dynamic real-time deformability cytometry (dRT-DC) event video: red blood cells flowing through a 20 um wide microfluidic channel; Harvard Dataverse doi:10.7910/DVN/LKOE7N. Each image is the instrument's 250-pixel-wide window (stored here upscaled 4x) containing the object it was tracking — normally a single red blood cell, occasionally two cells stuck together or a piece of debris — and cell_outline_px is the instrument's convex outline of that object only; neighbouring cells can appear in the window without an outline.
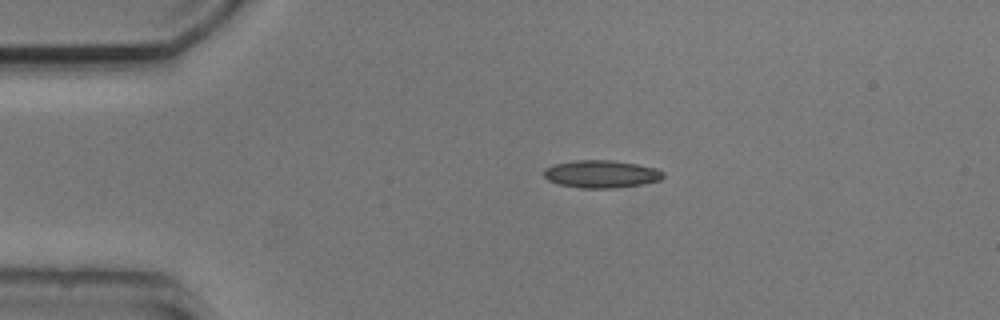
{"species": "common noctule bat (a hibernating species)", "species_latin": "Nyctalus noctula", "temperature_condition": "cold", "stored_images_in_passage": 2, "camera_frame_rate_fps": 3000, "um_per_image_px": 0.085, "animal": {"sex": "male", "body_mass_g": 20.5, "forearm_length_mm": 52.5}, "frame": {"image": 1, "passage_image": 1, "time_ms": 0.0, "image_size_px": [1000, 320], "cell_outline_px": [[664, 176], [660, 180], [640, 184], [616, 188], [580, 188], [556, 184], [548, 180], [544, 176], [544, 168], [552, 164], [576, 160], [612, 160], [636, 164], [656, 168], [664, 172]], "centroid_in_image_um": [51.07, 14.79], "position_along_channel_um": 33.9, "area_um2": 19.31}}